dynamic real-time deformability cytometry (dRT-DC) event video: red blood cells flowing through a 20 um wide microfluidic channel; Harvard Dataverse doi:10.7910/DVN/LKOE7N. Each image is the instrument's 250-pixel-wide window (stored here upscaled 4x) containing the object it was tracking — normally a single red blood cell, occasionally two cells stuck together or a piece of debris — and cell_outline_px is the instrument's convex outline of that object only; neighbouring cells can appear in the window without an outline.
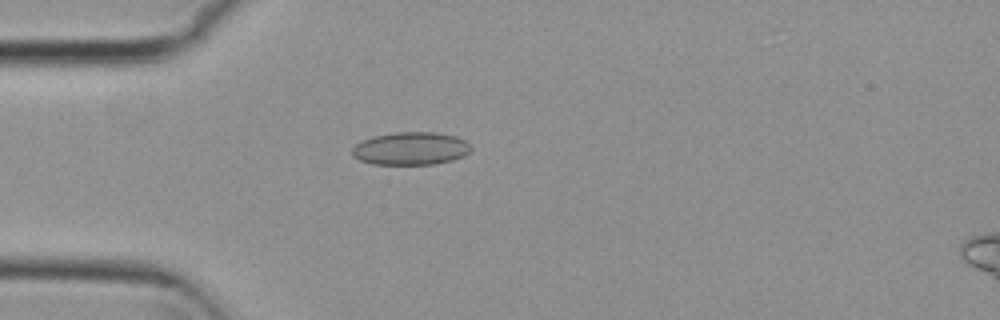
{"species": "common noctule bat (a hibernating species)", "species_latin": "Nyctalus noctula", "temperature_condition": "cold", "stored_images_in_passage": 2, "camera_frame_rate_fps": 3000, "um_per_image_px": 0.085, "animal": {"sex": "female", "body_mass_g": 29.2, "forearm_length_mm": 56.3}, "frame": {"image": 1, "passage_image": 1, "time_ms": 0.0, "image_size_px": [1000, 320], "cell_outline_px": [[472, 152], [464, 156], [452, 160], [436, 164], [372, 164], [360, 160], [352, 156], [352, 148], [356, 144], [372, 136], [396, 132], [436, 132], [456, 136], [472, 144]], "centroid_in_image_um": [34.96, 12.62], "position_along_channel_um": 50.0, "area_um2": 23.0}}